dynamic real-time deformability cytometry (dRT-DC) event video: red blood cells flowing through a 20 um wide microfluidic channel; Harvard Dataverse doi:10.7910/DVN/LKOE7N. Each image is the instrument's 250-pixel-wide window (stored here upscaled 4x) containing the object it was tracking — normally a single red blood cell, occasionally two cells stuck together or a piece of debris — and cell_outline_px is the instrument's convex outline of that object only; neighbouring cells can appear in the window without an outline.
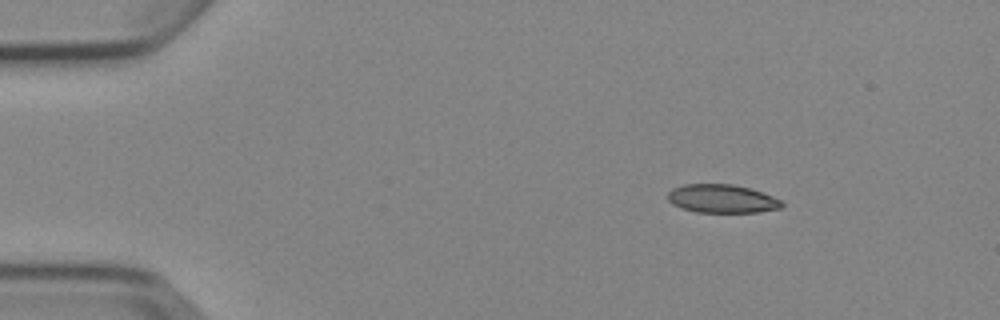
{"species": "Egyptian fruit bat (a non-hibernating species)", "species_latin": "Rousettus aegyptiacus", "temperature_condition": "cold", "stored_images_in_passage": 4, "camera_frame_rate_fps": 3000, "um_per_image_px": 0.085, "animal": {"sex": "female"}, "frame": {"image": 1, "passage_image": 1, "time_ms": 0.0, "image_size_px": [1000, 320], "cell_outline_px": [[784, 204], [780, 208], [760, 212], [696, 212], [680, 208], [672, 204], [668, 200], [668, 192], [672, 188], [684, 184], [732, 184], [752, 188], [784, 200]], "centroid_in_image_um": [61.39, 16.88], "position_along_channel_um": 23.6, "area_um2": 19.19}}
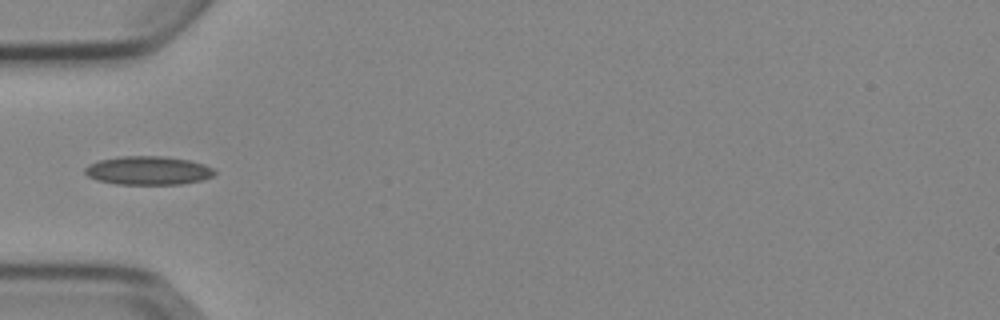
{"frame": {"image": 2, "passage_image": 4, "time_ms": 3.333, "image_size_px": [1000, 320], "cell_outline_px": [[216, 172], [212, 176], [200, 180], [180, 184], [116, 184], [96, 180], [88, 176], [84, 172], [84, 168], [88, 164], [100, 160], [120, 156], [164, 156], [188, 160], [204, 164], [212, 168]], "centroid_in_image_um": [12.55, 14.49], "position_along_channel_um": 72.4, "area_um2": 21.56}}